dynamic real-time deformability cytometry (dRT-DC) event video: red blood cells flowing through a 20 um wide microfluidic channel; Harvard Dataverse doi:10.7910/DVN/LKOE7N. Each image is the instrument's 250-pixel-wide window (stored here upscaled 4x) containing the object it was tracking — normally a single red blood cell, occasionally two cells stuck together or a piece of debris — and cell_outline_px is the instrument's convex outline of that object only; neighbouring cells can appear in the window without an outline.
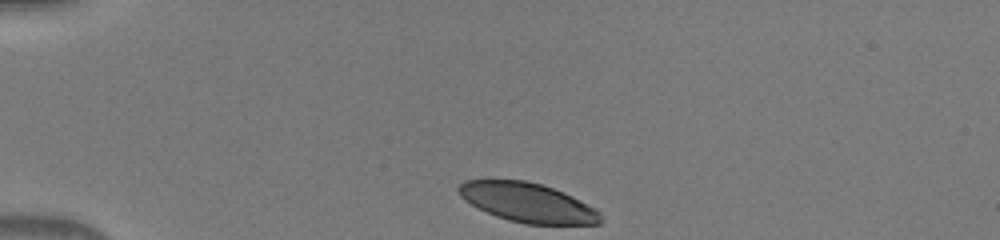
{"species": "human", "species_latin": "Homo sapiens", "temperature_condition": "warm", "stored_images_in_passage": 35, "camera_frame_rate_fps": 3000, "um_per_image_px": 0.085, "donor": {"sex": "male"}, "frame": {"image": 1, "passage_image": 1, "time_ms": 0.0, "image_size_px": [1000, 240], "cell_outline_px": [[604, 220], [600, 224], [524, 224], [508, 220], [496, 216], [476, 208], [464, 200], [460, 196], [456, 188], [464, 180], [524, 180], [540, 184], [564, 192], [596, 208], [600, 212]], "centroid_in_image_um": [44.85, 17.22], "position_along_channel_um": 40.2, "area_um2": 32.71}}
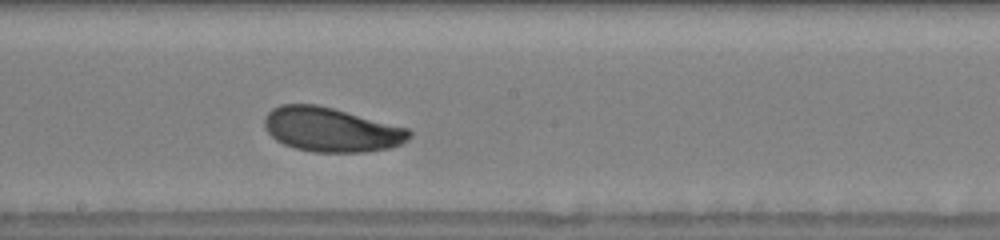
{"frame": {"image": 2, "passage_image": 18, "time_ms": 5.667, "image_size_px": [1000, 240], "cell_outline_px": [[412, 136], [408, 140], [400, 144], [388, 148], [364, 152], [312, 152], [296, 148], [284, 144], [276, 140], [264, 128], [264, 116], [272, 108], [280, 104], [316, 104], [332, 108], [408, 128], [412, 132]], "centroid_in_image_um": [28.13, 11.02], "position_along_channel_um": 220.1, "area_um2": 37.34}}
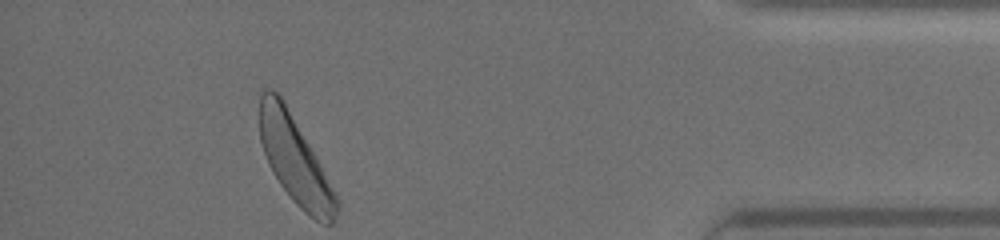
{"frame": {"image": 3, "passage_image": 35, "time_ms": 11.333, "image_size_px": [1000, 240], "cell_outline_px": [[340, 208], [332, 224], [324, 224], [316, 220], [304, 212], [292, 200], [280, 184], [272, 172], [268, 164], [260, 140], [260, 92], [264, 88], [272, 88], [280, 96], [320, 164], [336, 196]], "centroid_in_image_um": [25.05, 13.63], "position_along_channel_um": 410.2, "area_um2": 38.21}}